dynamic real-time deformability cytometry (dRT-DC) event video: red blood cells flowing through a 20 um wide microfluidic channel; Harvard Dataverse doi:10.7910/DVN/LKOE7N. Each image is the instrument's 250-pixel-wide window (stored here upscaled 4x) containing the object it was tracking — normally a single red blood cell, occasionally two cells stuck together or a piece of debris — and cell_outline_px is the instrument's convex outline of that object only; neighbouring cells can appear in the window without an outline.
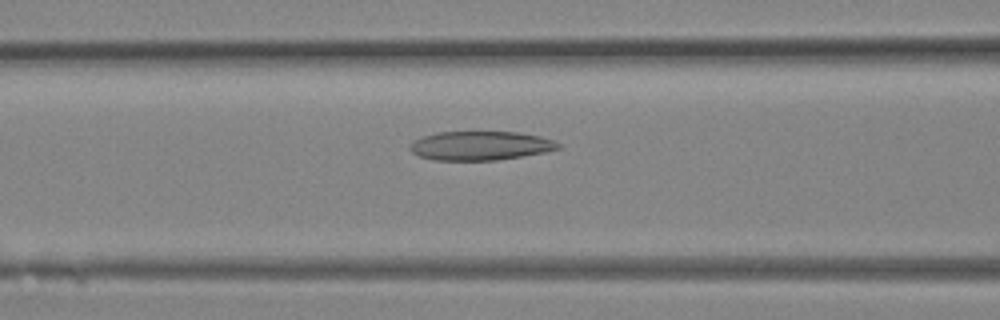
{"species": "Egyptian fruit bat (a non-hibernating species)", "species_latin": "Rousettus aegyptiacus", "temperature_condition": "room temperature", "stored_images_in_passage": 27, "camera_frame_rate_fps": 3000, "um_per_image_px": 0.085, "animal": {"sex": "female"}, "frame": {"image": 1, "passage_image": 8, "time_ms": 2.333, "image_size_px": [1000, 320], "cell_outline_px": [[560, 148], [548, 152], [524, 156], [496, 160], [432, 160], [420, 156], [412, 152], [408, 148], [408, 144], [412, 140], [436, 132], [516, 132], [540, 136], [552, 140], [560, 144]], "centroid_in_image_um": [40.81, 12.39], "position_along_channel_um": 125.8, "area_um2": 25.2}}
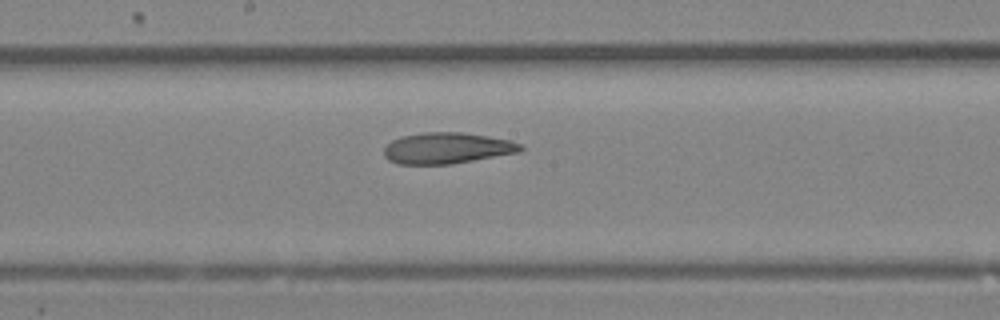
{"frame": {"image": 2, "passage_image": 12, "time_ms": 3.667, "image_size_px": [1000, 320], "cell_outline_px": [[524, 148], [520, 152], [452, 164], [396, 164], [388, 160], [384, 156], [384, 148], [392, 140], [400, 136], [424, 132], [460, 132], [488, 136], [512, 140], [520, 144]], "centroid_in_image_um": [37.99, 12.59], "position_along_channel_um": 210.2, "area_um2": 24.91}}
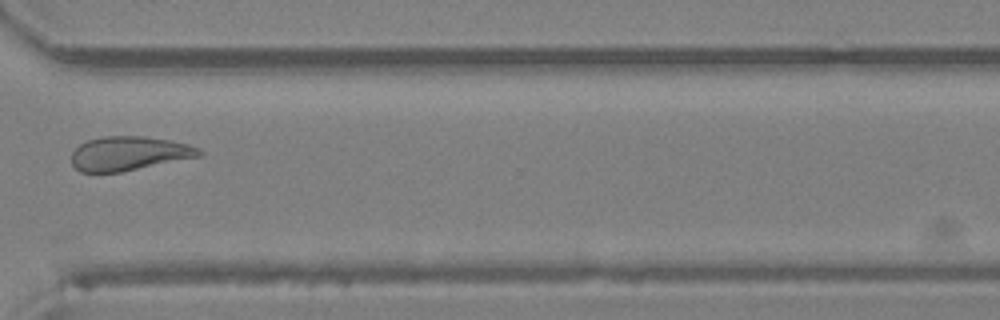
{"frame": {"image": 3, "passage_image": 19, "time_ms": 6.0, "image_size_px": [1000, 320], "cell_outline_px": [[204, 152], [200, 156], [120, 172], [80, 172], [72, 164], [72, 152], [80, 144], [88, 140], [104, 136], [144, 136], [168, 140], [188, 144], [200, 148]], "centroid_in_image_um": [10.96, 13.04], "position_along_channel_um": 359.6, "area_um2": 25.2}}